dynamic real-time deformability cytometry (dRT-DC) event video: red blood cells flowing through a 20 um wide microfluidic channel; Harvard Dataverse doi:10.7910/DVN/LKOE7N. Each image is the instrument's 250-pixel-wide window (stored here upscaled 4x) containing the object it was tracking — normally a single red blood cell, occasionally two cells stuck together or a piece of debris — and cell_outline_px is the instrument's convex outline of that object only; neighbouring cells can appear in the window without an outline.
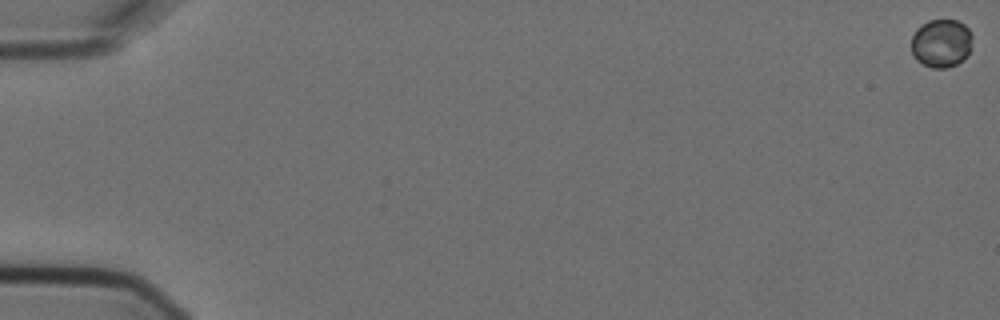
{"species": "Egyptian fruit bat (a non-hibernating species)", "species_latin": "Rousettus aegyptiacus", "temperature_condition": "cold", "stored_images_in_passage": 6, "camera_frame_rate_fps": 3000, "um_per_image_px": 0.085, "animal": {"sex": "female"}, "frame": {"image": 1, "passage_image": 1, "time_ms": 0.0, "image_size_px": [1000, 320], "cell_outline_px": [[972, 36], [968, 56], [956, 64], [948, 68], [932, 68], [916, 60], [912, 56], [912, 36], [916, 28], [920, 24], [928, 20], [956, 20], [964, 24], [968, 28]], "centroid_in_image_um": [79.99, 3.67], "position_along_channel_um": 5.0, "area_um2": 17.34}}
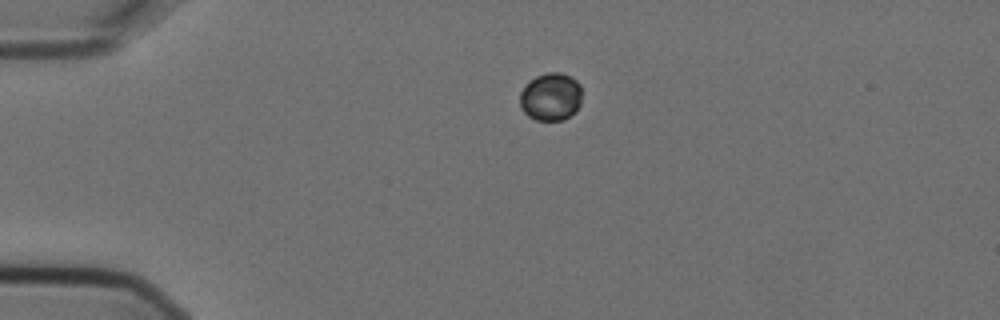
{"frame": {"image": 2, "passage_image": 5, "time_ms": 1.333, "image_size_px": [1000, 320], "cell_outline_px": [[580, 104], [576, 112], [564, 120], [536, 120], [528, 116], [520, 108], [520, 92], [524, 84], [528, 80], [536, 76], [548, 72], [560, 72], [576, 80], [580, 84]], "centroid_in_image_um": [46.79, 8.23], "position_along_channel_um": 38.2, "area_um2": 17.51}}